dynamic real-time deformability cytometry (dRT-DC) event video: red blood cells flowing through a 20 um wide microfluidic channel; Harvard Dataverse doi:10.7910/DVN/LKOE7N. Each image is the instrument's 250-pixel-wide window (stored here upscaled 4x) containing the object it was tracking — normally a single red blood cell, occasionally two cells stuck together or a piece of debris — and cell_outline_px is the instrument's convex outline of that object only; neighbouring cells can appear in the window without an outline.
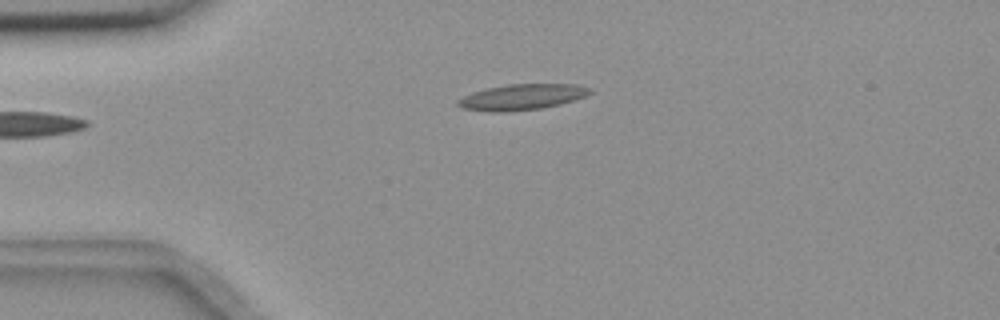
{"species": "common noctule bat (a hibernating species)", "species_latin": "Nyctalus noctula", "temperature_condition": "room temperature", "stored_images_in_passage": 3, "camera_frame_rate_fps": 3000, "um_per_image_px": 0.085, "animal": {"sex": "female", "body_mass_g": 18.4}, "frame": {"image": 1, "passage_image": 3, "time_ms": 0.667, "image_size_px": [1000, 320], "cell_outline_px": [[592, 92], [584, 96], [560, 104], [540, 108], [504, 112], [488, 112], [464, 108], [456, 104], [456, 100], [472, 92], [488, 88], [508, 84], [576, 84], [592, 88]], "centroid_in_image_um": [44.35, 8.24], "position_along_channel_um": 40.7, "area_um2": 19.71}}